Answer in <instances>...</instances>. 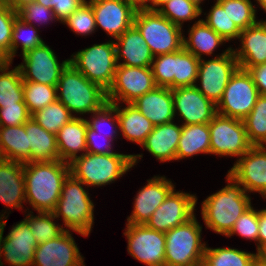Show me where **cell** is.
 <instances>
[{
    "label": "cell",
    "instance_id": "1",
    "mask_svg": "<svg viewBox=\"0 0 266 266\" xmlns=\"http://www.w3.org/2000/svg\"><path fill=\"white\" fill-rule=\"evenodd\" d=\"M69 174V164L61 160L24 163L26 203L37 212H52Z\"/></svg>",
    "mask_w": 266,
    "mask_h": 266
},
{
    "label": "cell",
    "instance_id": "2",
    "mask_svg": "<svg viewBox=\"0 0 266 266\" xmlns=\"http://www.w3.org/2000/svg\"><path fill=\"white\" fill-rule=\"evenodd\" d=\"M228 184L202 201L201 215L206 228L227 236L235 221L251 206V197L227 173Z\"/></svg>",
    "mask_w": 266,
    "mask_h": 266
},
{
    "label": "cell",
    "instance_id": "3",
    "mask_svg": "<svg viewBox=\"0 0 266 266\" xmlns=\"http://www.w3.org/2000/svg\"><path fill=\"white\" fill-rule=\"evenodd\" d=\"M143 154L84 153L69 163L70 174L87 187L114 183L138 163Z\"/></svg>",
    "mask_w": 266,
    "mask_h": 266
},
{
    "label": "cell",
    "instance_id": "4",
    "mask_svg": "<svg viewBox=\"0 0 266 266\" xmlns=\"http://www.w3.org/2000/svg\"><path fill=\"white\" fill-rule=\"evenodd\" d=\"M56 89L57 100L71 113L93 114L107 103L106 91L89 81L71 63L62 71Z\"/></svg>",
    "mask_w": 266,
    "mask_h": 266
},
{
    "label": "cell",
    "instance_id": "5",
    "mask_svg": "<svg viewBox=\"0 0 266 266\" xmlns=\"http://www.w3.org/2000/svg\"><path fill=\"white\" fill-rule=\"evenodd\" d=\"M84 186L83 182L69 174L52 213L56 219L62 216L64 229L66 226L68 231L88 237L94 224V203Z\"/></svg>",
    "mask_w": 266,
    "mask_h": 266
},
{
    "label": "cell",
    "instance_id": "6",
    "mask_svg": "<svg viewBox=\"0 0 266 266\" xmlns=\"http://www.w3.org/2000/svg\"><path fill=\"white\" fill-rule=\"evenodd\" d=\"M133 25L141 33L154 57L179 51L183 47V29L157 10L137 9Z\"/></svg>",
    "mask_w": 266,
    "mask_h": 266
},
{
    "label": "cell",
    "instance_id": "7",
    "mask_svg": "<svg viewBox=\"0 0 266 266\" xmlns=\"http://www.w3.org/2000/svg\"><path fill=\"white\" fill-rule=\"evenodd\" d=\"M202 225L194 215L187 222L165 233V266H195L203 261Z\"/></svg>",
    "mask_w": 266,
    "mask_h": 266
},
{
    "label": "cell",
    "instance_id": "8",
    "mask_svg": "<svg viewBox=\"0 0 266 266\" xmlns=\"http://www.w3.org/2000/svg\"><path fill=\"white\" fill-rule=\"evenodd\" d=\"M199 61L182 47L179 51L155 56L150 68L156 85L172 90L196 85Z\"/></svg>",
    "mask_w": 266,
    "mask_h": 266
},
{
    "label": "cell",
    "instance_id": "9",
    "mask_svg": "<svg viewBox=\"0 0 266 266\" xmlns=\"http://www.w3.org/2000/svg\"><path fill=\"white\" fill-rule=\"evenodd\" d=\"M70 63L89 81L106 92L111 87L117 69L114 41L94 44L71 55Z\"/></svg>",
    "mask_w": 266,
    "mask_h": 266
},
{
    "label": "cell",
    "instance_id": "10",
    "mask_svg": "<svg viewBox=\"0 0 266 266\" xmlns=\"http://www.w3.org/2000/svg\"><path fill=\"white\" fill-rule=\"evenodd\" d=\"M239 68L232 47L210 60L200 59L196 88L215 105L221 100L231 76Z\"/></svg>",
    "mask_w": 266,
    "mask_h": 266
},
{
    "label": "cell",
    "instance_id": "11",
    "mask_svg": "<svg viewBox=\"0 0 266 266\" xmlns=\"http://www.w3.org/2000/svg\"><path fill=\"white\" fill-rule=\"evenodd\" d=\"M258 96L259 92L251 74L238 68L216 105L217 114L243 120L252 111Z\"/></svg>",
    "mask_w": 266,
    "mask_h": 266
},
{
    "label": "cell",
    "instance_id": "12",
    "mask_svg": "<svg viewBox=\"0 0 266 266\" xmlns=\"http://www.w3.org/2000/svg\"><path fill=\"white\" fill-rule=\"evenodd\" d=\"M209 129L210 154L241 158L252 147L241 119L216 114Z\"/></svg>",
    "mask_w": 266,
    "mask_h": 266
},
{
    "label": "cell",
    "instance_id": "13",
    "mask_svg": "<svg viewBox=\"0 0 266 266\" xmlns=\"http://www.w3.org/2000/svg\"><path fill=\"white\" fill-rule=\"evenodd\" d=\"M6 210L0 214V266L4 265L1 257H4L5 262L7 261L10 266H33L38 243L29 223L25 219L16 223L4 238V228L8 218V215H4Z\"/></svg>",
    "mask_w": 266,
    "mask_h": 266
},
{
    "label": "cell",
    "instance_id": "14",
    "mask_svg": "<svg viewBox=\"0 0 266 266\" xmlns=\"http://www.w3.org/2000/svg\"><path fill=\"white\" fill-rule=\"evenodd\" d=\"M156 86L150 67H129L118 64L113 83L106 92L107 102L133 103Z\"/></svg>",
    "mask_w": 266,
    "mask_h": 266
},
{
    "label": "cell",
    "instance_id": "15",
    "mask_svg": "<svg viewBox=\"0 0 266 266\" xmlns=\"http://www.w3.org/2000/svg\"><path fill=\"white\" fill-rule=\"evenodd\" d=\"M125 229L129 255L147 266H165V233L145 224H126Z\"/></svg>",
    "mask_w": 266,
    "mask_h": 266
},
{
    "label": "cell",
    "instance_id": "16",
    "mask_svg": "<svg viewBox=\"0 0 266 266\" xmlns=\"http://www.w3.org/2000/svg\"><path fill=\"white\" fill-rule=\"evenodd\" d=\"M23 63L19 64L23 81H30L50 86H57L62 71L70 59L59 63L57 55L45 42L26 52Z\"/></svg>",
    "mask_w": 266,
    "mask_h": 266
},
{
    "label": "cell",
    "instance_id": "17",
    "mask_svg": "<svg viewBox=\"0 0 266 266\" xmlns=\"http://www.w3.org/2000/svg\"><path fill=\"white\" fill-rule=\"evenodd\" d=\"M174 189L163 203L154 211L146 226L150 229L168 232L191 219L195 214L197 197Z\"/></svg>",
    "mask_w": 266,
    "mask_h": 266
},
{
    "label": "cell",
    "instance_id": "18",
    "mask_svg": "<svg viewBox=\"0 0 266 266\" xmlns=\"http://www.w3.org/2000/svg\"><path fill=\"white\" fill-rule=\"evenodd\" d=\"M93 9L96 27L117 39L133 26L137 8L130 0H89Z\"/></svg>",
    "mask_w": 266,
    "mask_h": 266
},
{
    "label": "cell",
    "instance_id": "19",
    "mask_svg": "<svg viewBox=\"0 0 266 266\" xmlns=\"http://www.w3.org/2000/svg\"><path fill=\"white\" fill-rule=\"evenodd\" d=\"M228 174L245 192H258L266 199V146H252L237 159Z\"/></svg>",
    "mask_w": 266,
    "mask_h": 266
},
{
    "label": "cell",
    "instance_id": "20",
    "mask_svg": "<svg viewBox=\"0 0 266 266\" xmlns=\"http://www.w3.org/2000/svg\"><path fill=\"white\" fill-rule=\"evenodd\" d=\"M172 94L175 117L182 118V125L208 124L217 114L216 105L196 85L172 89Z\"/></svg>",
    "mask_w": 266,
    "mask_h": 266
},
{
    "label": "cell",
    "instance_id": "21",
    "mask_svg": "<svg viewBox=\"0 0 266 266\" xmlns=\"http://www.w3.org/2000/svg\"><path fill=\"white\" fill-rule=\"evenodd\" d=\"M72 233L66 230L58 237L39 243L33 266H85Z\"/></svg>",
    "mask_w": 266,
    "mask_h": 266
},
{
    "label": "cell",
    "instance_id": "22",
    "mask_svg": "<svg viewBox=\"0 0 266 266\" xmlns=\"http://www.w3.org/2000/svg\"><path fill=\"white\" fill-rule=\"evenodd\" d=\"M175 189V185L165 176H154L138 191L133 203V211L127 217V224H146L154 211Z\"/></svg>",
    "mask_w": 266,
    "mask_h": 266
},
{
    "label": "cell",
    "instance_id": "23",
    "mask_svg": "<svg viewBox=\"0 0 266 266\" xmlns=\"http://www.w3.org/2000/svg\"><path fill=\"white\" fill-rule=\"evenodd\" d=\"M241 46L232 49L239 68L249 70L251 67L266 63V20H259L244 30L239 36Z\"/></svg>",
    "mask_w": 266,
    "mask_h": 266
},
{
    "label": "cell",
    "instance_id": "24",
    "mask_svg": "<svg viewBox=\"0 0 266 266\" xmlns=\"http://www.w3.org/2000/svg\"><path fill=\"white\" fill-rule=\"evenodd\" d=\"M0 201L12 209L26 202L24 163L0 158Z\"/></svg>",
    "mask_w": 266,
    "mask_h": 266
},
{
    "label": "cell",
    "instance_id": "25",
    "mask_svg": "<svg viewBox=\"0 0 266 266\" xmlns=\"http://www.w3.org/2000/svg\"><path fill=\"white\" fill-rule=\"evenodd\" d=\"M116 61L129 67H150L153 54L138 29L133 25L115 39ZM123 60L124 62H119Z\"/></svg>",
    "mask_w": 266,
    "mask_h": 266
},
{
    "label": "cell",
    "instance_id": "26",
    "mask_svg": "<svg viewBox=\"0 0 266 266\" xmlns=\"http://www.w3.org/2000/svg\"><path fill=\"white\" fill-rule=\"evenodd\" d=\"M154 125L173 122L175 119L172 90L156 86L132 103Z\"/></svg>",
    "mask_w": 266,
    "mask_h": 266
},
{
    "label": "cell",
    "instance_id": "27",
    "mask_svg": "<svg viewBox=\"0 0 266 266\" xmlns=\"http://www.w3.org/2000/svg\"><path fill=\"white\" fill-rule=\"evenodd\" d=\"M173 122L155 125L141 145L160 162L176 160L177 146L181 137L182 125Z\"/></svg>",
    "mask_w": 266,
    "mask_h": 266
},
{
    "label": "cell",
    "instance_id": "28",
    "mask_svg": "<svg viewBox=\"0 0 266 266\" xmlns=\"http://www.w3.org/2000/svg\"><path fill=\"white\" fill-rule=\"evenodd\" d=\"M88 124L85 118L75 116L63 125L56 134L59 160L69 164L87 151L86 133ZM83 151V152H82ZM82 152L78 156L77 153Z\"/></svg>",
    "mask_w": 266,
    "mask_h": 266
},
{
    "label": "cell",
    "instance_id": "29",
    "mask_svg": "<svg viewBox=\"0 0 266 266\" xmlns=\"http://www.w3.org/2000/svg\"><path fill=\"white\" fill-rule=\"evenodd\" d=\"M112 105L117 110L120 135L128 141L135 142L141 146L155 125L132 103L123 108L119 106L120 104Z\"/></svg>",
    "mask_w": 266,
    "mask_h": 266
},
{
    "label": "cell",
    "instance_id": "30",
    "mask_svg": "<svg viewBox=\"0 0 266 266\" xmlns=\"http://www.w3.org/2000/svg\"><path fill=\"white\" fill-rule=\"evenodd\" d=\"M31 162L59 160L56 135L48 132L32 117L25 123Z\"/></svg>",
    "mask_w": 266,
    "mask_h": 266
},
{
    "label": "cell",
    "instance_id": "31",
    "mask_svg": "<svg viewBox=\"0 0 266 266\" xmlns=\"http://www.w3.org/2000/svg\"><path fill=\"white\" fill-rule=\"evenodd\" d=\"M0 158L21 163L31 162V148L25 124L0 126Z\"/></svg>",
    "mask_w": 266,
    "mask_h": 266
},
{
    "label": "cell",
    "instance_id": "32",
    "mask_svg": "<svg viewBox=\"0 0 266 266\" xmlns=\"http://www.w3.org/2000/svg\"><path fill=\"white\" fill-rule=\"evenodd\" d=\"M188 34L187 38L183 36V47L198 59H202V55H212L217 47L227 42L202 19L195 21Z\"/></svg>",
    "mask_w": 266,
    "mask_h": 266
},
{
    "label": "cell",
    "instance_id": "33",
    "mask_svg": "<svg viewBox=\"0 0 266 266\" xmlns=\"http://www.w3.org/2000/svg\"><path fill=\"white\" fill-rule=\"evenodd\" d=\"M200 153L210 154L209 123L182 125L176 160L193 157Z\"/></svg>",
    "mask_w": 266,
    "mask_h": 266
},
{
    "label": "cell",
    "instance_id": "34",
    "mask_svg": "<svg viewBox=\"0 0 266 266\" xmlns=\"http://www.w3.org/2000/svg\"><path fill=\"white\" fill-rule=\"evenodd\" d=\"M11 64L0 66V107L24 103L22 74L18 66L9 70Z\"/></svg>",
    "mask_w": 266,
    "mask_h": 266
},
{
    "label": "cell",
    "instance_id": "35",
    "mask_svg": "<svg viewBox=\"0 0 266 266\" xmlns=\"http://www.w3.org/2000/svg\"><path fill=\"white\" fill-rule=\"evenodd\" d=\"M252 146H266V96L259 95L252 111L243 119Z\"/></svg>",
    "mask_w": 266,
    "mask_h": 266
},
{
    "label": "cell",
    "instance_id": "36",
    "mask_svg": "<svg viewBox=\"0 0 266 266\" xmlns=\"http://www.w3.org/2000/svg\"><path fill=\"white\" fill-rule=\"evenodd\" d=\"M256 253L230 247L210 248L206 246L204 259L209 266H250Z\"/></svg>",
    "mask_w": 266,
    "mask_h": 266
},
{
    "label": "cell",
    "instance_id": "37",
    "mask_svg": "<svg viewBox=\"0 0 266 266\" xmlns=\"http://www.w3.org/2000/svg\"><path fill=\"white\" fill-rule=\"evenodd\" d=\"M31 117L48 132L56 135L60 128L70 122L75 115L57 100L36 111Z\"/></svg>",
    "mask_w": 266,
    "mask_h": 266
},
{
    "label": "cell",
    "instance_id": "38",
    "mask_svg": "<svg viewBox=\"0 0 266 266\" xmlns=\"http://www.w3.org/2000/svg\"><path fill=\"white\" fill-rule=\"evenodd\" d=\"M37 215H32L33 212L29 211L25 220L29 223L32 234L34 235L36 242L45 243L60 236L66 229L63 225L53 222L56 218L52 212L38 211Z\"/></svg>",
    "mask_w": 266,
    "mask_h": 266
},
{
    "label": "cell",
    "instance_id": "39",
    "mask_svg": "<svg viewBox=\"0 0 266 266\" xmlns=\"http://www.w3.org/2000/svg\"><path fill=\"white\" fill-rule=\"evenodd\" d=\"M23 93L24 103L31 115L57 101L56 86L23 81Z\"/></svg>",
    "mask_w": 266,
    "mask_h": 266
},
{
    "label": "cell",
    "instance_id": "40",
    "mask_svg": "<svg viewBox=\"0 0 266 266\" xmlns=\"http://www.w3.org/2000/svg\"><path fill=\"white\" fill-rule=\"evenodd\" d=\"M36 25L23 22L20 18H16L13 26L11 41V63L16 56L19 46H21L22 55L44 43ZM20 43V44H19Z\"/></svg>",
    "mask_w": 266,
    "mask_h": 266
},
{
    "label": "cell",
    "instance_id": "41",
    "mask_svg": "<svg viewBox=\"0 0 266 266\" xmlns=\"http://www.w3.org/2000/svg\"><path fill=\"white\" fill-rule=\"evenodd\" d=\"M227 12L229 18L237 25L240 30H244L255 25L259 20L256 19V7L251 0H216Z\"/></svg>",
    "mask_w": 266,
    "mask_h": 266
},
{
    "label": "cell",
    "instance_id": "42",
    "mask_svg": "<svg viewBox=\"0 0 266 266\" xmlns=\"http://www.w3.org/2000/svg\"><path fill=\"white\" fill-rule=\"evenodd\" d=\"M202 10L203 9L189 0H169L157 11L173 24L182 28L184 22L199 17L202 14Z\"/></svg>",
    "mask_w": 266,
    "mask_h": 266
},
{
    "label": "cell",
    "instance_id": "43",
    "mask_svg": "<svg viewBox=\"0 0 266 266\" xmlns=\"http://www.w3.org/2000/svg\"><path fill=\"white\" fill-rule=\"evenodd\" d=\"M202 20L227 42L235 39L239 40L241 30L229 18L227 12L217 1L211 7L205 20Z\"/></svg>",
    "mask_w": 266,
    "mask_h": 266
},
{
    "label": "cell",
    "instance_id": "44",
    "mask_svg": "<svg viewBox=\"0 0 266 266\" xmlns=\"http://www.w3.org/2000/svg\"><path fill=\"white\" fill-rule=\"evenodd\" d=\"M86 121L89 129L98 132V134H104L112 141L117 139L116 136H118L117 130H119V121L117 117V110L112 104L107 102L100 110L93 113L91 119H86ZM102 127H108L105 128L108 130L106 131L107 133L101 129Z\"/></svg>",
    "mask_w": 266,
    "mask_h": 266
},
{
    "label": "cell",
    "instance_id": "45",
    "mask_svg": "<svg viewBox=\"0 0 266 266\" xmlns=\"http://www.w3.org/2000/svg\"><path fill=\"white\" fill-rule=\"evenodd\" d=\"M62 23L66 24L73 32L80 36H88L98 29L96 27L92 6L87 0Z\"/></svg>",
    "mask_w": 266,
    "mask_h": 266
},
{
    "label": "cell",
    "instance_id": "46",
    "mask_svg": "<svg viewBox=\"0 0 266 266\" xmlns=\"http://www.w3.org/2000/svg\"><path fill=\"white\" fill-rule=\"evenodd\" d=\"M258 233V211L251 206L235 221L233 228L226 237L238 234L243 237V239L254 240L257 244L258 250Z\"/></svg>",
    "mask_w": 266,
    "mask_h": 266
},
{
    "label": "cell",
    "instance_id": "47",
    "mask_svg": "<svg viewBox=\"0 0 266 266\" xmlns=\"http://www.w3.org/2000/svg\"><path fill=\"white\" fill-rule=\"evenodd\" d=\"M17 17V11L12 10L5 3L0 6V51L10 63L13 26Z\"/></svg>",
    "mask_w": 266,
    "mask_h": 266
},
{
    "label": "cell",
    "instance_id": "48",
    "mask_svg": "<svg viewBox=\"0 0 266 266\" xmlns=\"http://www.w3.org/2000/svg\"><path fill=\"white\" fill-rule=\"evenodd\" d=\"M17 16L20 18L23 22H26L28 24L35 25L37 24H46L49 21L53 22V20L58 21L56 18L54 11L52 9L46 8L45 6L37 3L32 2L29 4L24 5L19 10H17ZM36 22L35 24H33Z\"/></svg>",
    "mask_w": 266,
    "mask_h": 266
},
{
    "label": "cell",
    "instance_id": "49",
    "mask_svg": "<svg viewBox=\"0 0 266 266\" xmlns=\"http://www.w3.org/2000/svg\"><path fill=\"white\" fill-rule=\"evenodd\" d=\"M30 118L31 114L25 103L0 107V126L24 125Z\"/></svg>",
    "mask_w": 266,
    "mask_h": 266
},
{
    "label": "cell",
    "instance_id": "50",
    "mask_svg": "<svg viewBox=\"0 0 266 266\" xmlns=\"http://www.w3.org/2000/svg\"><path fill=\"white\" fill-rule=\"evenodd\" d=\"M86 0H35V2L52 9L59 22L71 16Z\"/></svg>",
    "mask_w": 266,
    "mask_h": 266
},
{
    "label": "cell",
    "instance_id": "51",
    "mask_svg": "<svg viewBox=\"0 0 266 266\" xmlns=\"http://www.w3.org/2000/svg\"><path fill=\"white\" fill-rule=\"evenodd\" d=\"M103 141L100 139L101 134H98V132H95L88 128L86 133V142H87V153H93V154H111L115 153L112 150V143L113 141L109 138H107L105 135H102ZM100 137V138H99ZM98 138L103 142H100ZM106 141V142H105Z\"/></svg>",
    "mask_w": 266,
    "mask_h": 266
},
{
    "label": "cell",
    "instance_id": "52",
    "mask_svg": "<svg viewBox=\"0 0 266 266\" xmlns=\"http://www.w3.org/2000/svg\"><path fill=\"white\" fill-rule=\"evenodd\" d=\"M248 72L253 78L259 95L266 96V63L251 67Z\"/></svg>",
    "mask_w": 266,
    "mask_h": 266
},
{
    "label": "cell",
    "instance_id": "53",
    "mask_svg": "<svg viewBox=\"0 0 266 266\" xmlns=\"http://www.w3.org/2000/svg\"><path fill=\"white\" fill-rule=\"evenodd\" d=\"M259 233L258 249L266 243V209L258 211Z\"/></svg>",
    "mask_w": 266,
    "mask_h": 266
},
{
    "label": "cell",
    "instance_id": "54",
    "mask_svg": "<svg viewBox=\"0 0 266 266\" xmlns=\"http://www.w3.org/2000/svg\"><path fill=\"white\" fill-rule=\"evenodd\" d=\"M34 1L35 0H3V3L9 6L12 10L17 11L24 5L32 3Z\"/></svg>",
    "mask_w": 266,
    "mask_h": 266
},
{
    "label": "cell",
    "instance_id": "55",
    "mask_svg": "<svg viewBox=\"0 0 266 266\" xmlns=\"http://www.w3.org/2000/svg\"><path fill=\"white\" fill-rule=\"evenodd\" d=\"M137 9H147L154 0H130Z\"/></svg>",
    "mask_w": 266,
    "mask_h": 266
},
{
    "label": "cell",
    "instance_id": "56",
    "mask_svg": "<svg viewBox=\"0 0 266 266\" xmlns=\"http://www.w3.org/2000/svg\"><path fill=\"white\" fill-rule=\"evenodd\" d=\"M256 257L263 263H266V243L263 244L256 253Z\"/></svg>",
    "mask_w": 266,
    "mask_h": 266
},
{
    "label": "cell",
    "instance_id": "57",
    "mask_svg": "<svg viewBox=\"0 0 266 266\" xmlns=\"http://www.w3.org/2000/svg\"><path fill=\"white\" fill-rule=\"evenodd\" d=\"M167 1L169 0H154L153 3L147 9L158 10Z\"/></svg>",
    "mask_w": 266,
    "mask_h": 266
},
{
    "label": "cell",
    "instance_id": "58",
    "mask_svg": "<svg viewBox=\"0 0 266 266\" xmlns=\"http://www.w3.org/2000/svg\"><path fill=\"white\" fill-rule=\"evenodd\" d=\"M250 266H266V263L261 262L257 257H255Z\"/></svg>",
    "mask_w": 266,
    "mask_h": 266
},
{
    "label": "cell",
    "instance_id": "59",
    "mask_svg": "<svg viewBox=\"0 0 266 266\" xmlns=\"http://www.w3.org/2000/svg\"><path fill=\"white\" fill-rule=\"evenodd\" d=\"M8 63L7 57L0 51V66Z\"/></svg>",
    "mask_w": 266,
    "mask_h": 266
},
{
    "label": "cell",
    "instance_id": "60",
    "mask_svg": "<svg viewBox=\"0 0 266 266\" xmlns=\"http://www.w3.org/2000/svg\"><path fill=\"white\" fill-rule=\"evenodd\" d=\"M256 3L266 12V0H256Z\"/></svg>",
    "mask_w": 266,
    "mask_h": 266
},
{
    "label": "cell",
    "instance_id": "61",
    "mask_svg": "<svg viewBox=\"0 0 266 266\" xmlns=\"http://www.w3.org/2000/svg\"><path fill=\"white\" fill-rule=\"evenodd\" d=\"M189 1H191V2H193V3H195L198 7H200L201 9H202V7H201V3H202V1H204V0H189Z\"/></svg>",
    "mask_w": 266,
    "mask_h": 266
},
{
    "label": "cell",
    "instance_id": "62",
    "mask_svg": "<svg viewBox=\"0 0 266 266\" xmlns=\"http://www.w3.org/2000/svg\"><path fill=\"white\" fill-rule=\"evenodd\" d=\"M195 266H209L205 261L198 262Z\"/></svg>",
    "mask_w": 266,
    "mask_h": 266
}]
</instances>
